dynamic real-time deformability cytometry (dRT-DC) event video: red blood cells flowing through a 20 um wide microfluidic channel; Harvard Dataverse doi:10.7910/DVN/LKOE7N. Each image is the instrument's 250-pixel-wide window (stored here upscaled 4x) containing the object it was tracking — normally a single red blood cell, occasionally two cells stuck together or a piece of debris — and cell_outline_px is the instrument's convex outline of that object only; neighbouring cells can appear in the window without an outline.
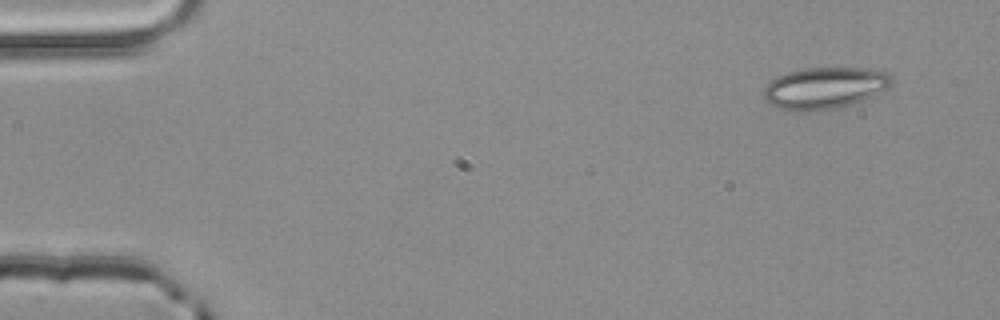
{"species": "common noctule bat (a hibernating species)", "species_latin": "Nyctalus noctula", "temperature_condition": "room temperature", "stored_images_in_passage": 3, "camera_frame_rate_fps": 3000, "um_per_image_px": 0.085, "animal": {"sex": "male", "body_mass_g": 20.4}, "frame": {"image": 1, "passage_image": 1, "time_ms": 0.0, "image_size_px": [1000, 320], "cell_outline_px": [[892, 84], [888, 88], [872, 96], [836, 108], [804, 112], [780, 108], [768, 104], [764, 100], [764, 88], [776, 76], [788, 72], [804, 68], [868, 68], [888, 72], [892, 76]], "centroid_in_image_um": [70.09, 7.47], "position_along_channel_um": 14.9, "area_um2": 30.98}}